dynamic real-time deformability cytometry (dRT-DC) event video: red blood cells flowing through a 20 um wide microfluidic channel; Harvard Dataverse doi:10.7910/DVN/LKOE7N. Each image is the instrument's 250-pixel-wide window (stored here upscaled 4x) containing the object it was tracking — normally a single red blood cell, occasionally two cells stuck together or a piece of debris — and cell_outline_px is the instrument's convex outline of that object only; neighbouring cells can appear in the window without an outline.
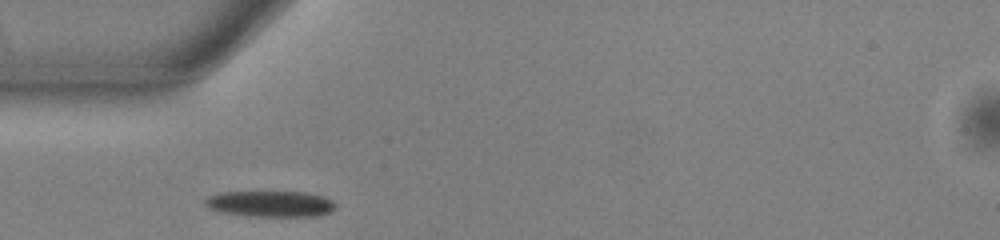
{"species": "common noctule bat (a hibernating species)", "species_latin": "Nyctalus noctula", "temperature_condition": "warm", "stored_images_in_passage": 38, "camera_frame_rate_fps": 3000, "um_per_image_px": 0.085, "animal": {"sex": "male", "body_mass_g": 13.0, "forearm_length_mm": 53.1}, "frame": {"image": 1, "passage_image": 1, "time_ms": 0.0, "image_size_px": [1000, 240], "cell_outline_px": [[336, 208], [320, 216], [252, 216], [220, 212], [208, 208], [204, 204], [204, 200], [208, 196], [220, 192], [308, 192], [324, 196], [332, 200], [336, 204]], "centroid_in_image_um": [22.99, 17.32], "position_along_channel_um": 62.0, "area_um2": 19.94}}
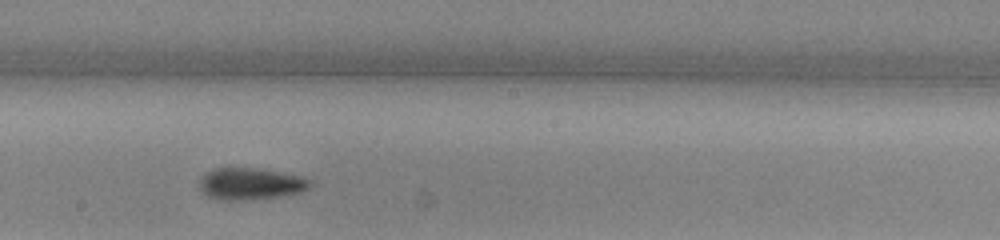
{"frame": {"image": 2, "passage_image": 14, "time_ms": 4.333, "image_size_px": [1000, 240], "cell_outline_px": [[312, 184], [308, 188], [300, 192], [284, 196], [248, 200], [220, 200], [208, 196], [200, 192], [200, 180], [204, 172], [212, 168], [252, 168], [280, 172], [300, 176], [312, 180]], "centroid_in_image_um": [21.27, 15.63], "position_along_channel_um": 226.9, "area_um2": 20.69}}
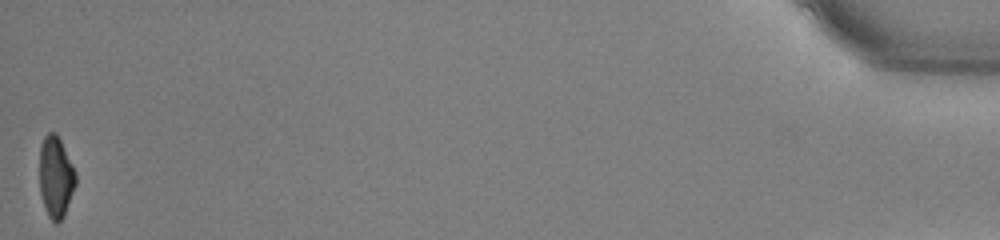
{"frame": {"image": 3, "passage_image": 38, "time_ms": 12.333, "image_size_px": [1000, 240], "cell_outline_px": [[76, 184], [64, 216], [56, 224], [48, 216], [44, 208], [40, 192], [40, 144], [44, 136], [48, 132], [56, 132], [76, 172]], "centroid_in_image_um": [4.73, 15.04], "position_along_channel_um": 430.5, "area_um2": 17.17}, "authors_computed_cell_mechanics": {"area_um2": 19.4497, "velocity_mm_per_s": 3.842, "shape_relaxation_time_tau1_ms": 2.2869, "shape_relaxation_time_tau2_ms": 6.12, "deformation_change_tau1": 0.1407, "deformation_change_tau2": 0.1431}}